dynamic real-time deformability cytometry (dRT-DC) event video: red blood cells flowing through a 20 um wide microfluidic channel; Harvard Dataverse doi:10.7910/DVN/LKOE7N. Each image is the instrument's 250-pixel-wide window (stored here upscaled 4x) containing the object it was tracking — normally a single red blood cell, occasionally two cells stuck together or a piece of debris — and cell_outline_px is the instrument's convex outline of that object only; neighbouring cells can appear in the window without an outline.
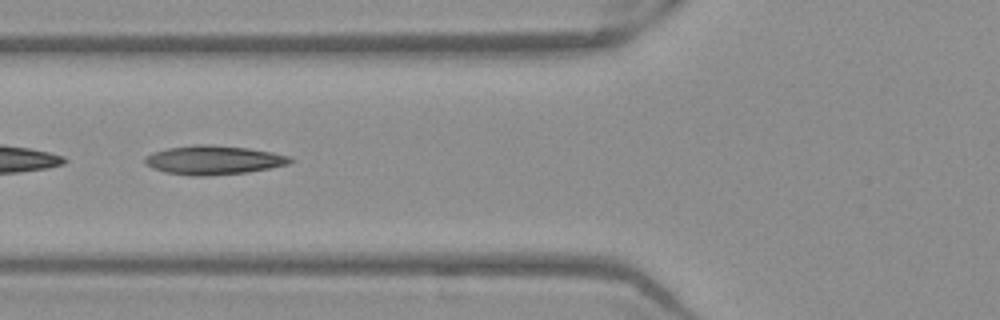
{"species": "Egyptian fruit bat (a non-hibernating species)", "species_latin": "Rousettus aegyptiacus", "temperature_condition": "warm", "stored_images_in_passage": 38, "camera_frame_rate_fps": 3000, "um_per_image_px": 0.085, "frame": {"image": 1, "passage_image": 19, "time_ms": 6.0, "image_size_px": [1000, 320], "cell_outline_px": [[296, 160], [288, 164], [248, 172], [208, 176], [188, 176], [164, 172], [152, 168], [144, 164], [144, 156], [152, 152], [168, 148], [196, 144], [208, 144], [248, 148], [272, 152], [292, 156]], "centroid_in_image_um": [18.13, 13.61], "position_along_channel_um": 107.7, "area_um2": 24.85}}
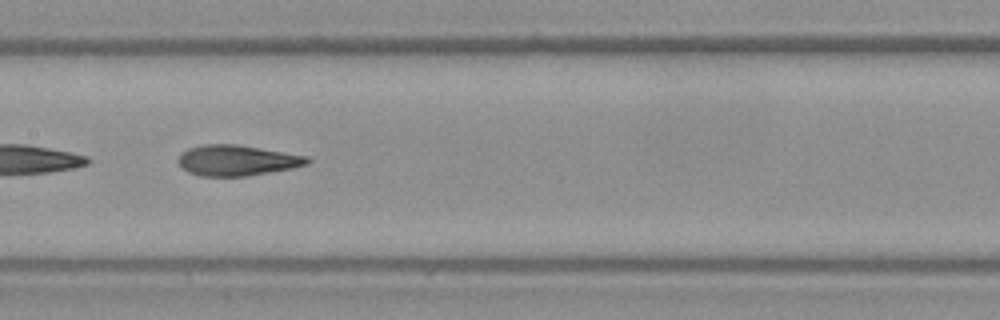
{"frame": {"image": 2, "passage_image": 25, "time_ms": 8.0, "image_size_px": [1000, 320], "cell_outline_px": [[312, 160], [308, 164], [292, 168], [248, 176], [200, 176], [188, 172], [180, 168], [176, 160], [180, 152], [188, 148], [204, 144], [236, 144], [308, 156]], "centroid_in_image_um": [20.09, 13.63], "position_along_channel_um": 187.3, "area_um2": 23.29}}
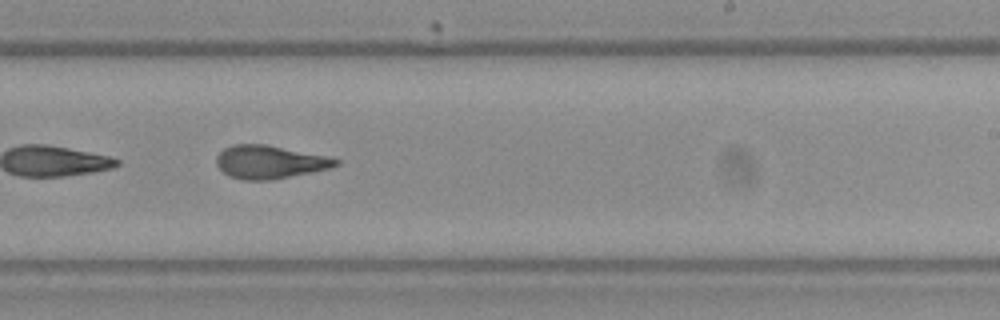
{"frame": {"image": 3, "passage_image": 31, "time_ms": 10.0, "image_size_px": [1000, 320], "cell_outline_px": [[340, 164], [328, 168], [312, 172], [272, 180], [244, 180], [228, 176], [216, 164], [216, 156], [224, 148], [232, 144], [268, 144], [328, 156], [340, 160]], "centroid_in_image_um": [22.92, 13.76], "position_along_channel_um": 266.1, "area_um2": 23.24}}